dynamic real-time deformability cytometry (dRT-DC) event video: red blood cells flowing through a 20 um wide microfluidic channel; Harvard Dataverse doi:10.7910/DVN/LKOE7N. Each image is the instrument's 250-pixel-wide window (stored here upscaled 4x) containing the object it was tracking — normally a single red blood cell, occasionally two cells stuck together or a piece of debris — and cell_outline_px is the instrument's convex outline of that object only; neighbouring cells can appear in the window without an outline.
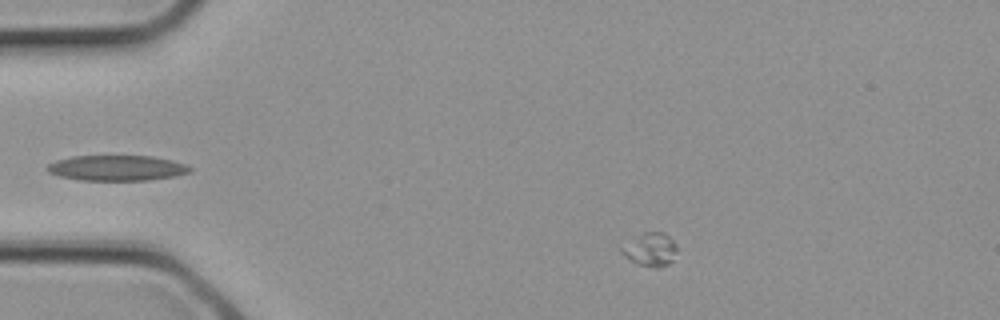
{"species": "common noctule bat (a hibernating species)", "species_latin": "Nyctalus noctula", "temperature_condition": "cold", "stored_images_in_passage": 2, "camera_frame_rate_fps": 3000, "um_per_image_px": 0.085, "animal": {"sex": "female", "body_mass_g": 21.9}, "frame": {"image": 1, "passage_image": 2, "time_ms": 0.333, "image_size_px": [1000, 320], "cell_outline_px": [[676, 248], [672, 260], [668, 264], [660, 268], [652, 268], [640, 264], [624, 256], [620, 252], [620, 248], [644, 232], [664, 232], [672, 240]], "centroid_in_image_um": [55.28, 21.22], "position_along_channel_um": 29.7, "area_um2": 10.4}}